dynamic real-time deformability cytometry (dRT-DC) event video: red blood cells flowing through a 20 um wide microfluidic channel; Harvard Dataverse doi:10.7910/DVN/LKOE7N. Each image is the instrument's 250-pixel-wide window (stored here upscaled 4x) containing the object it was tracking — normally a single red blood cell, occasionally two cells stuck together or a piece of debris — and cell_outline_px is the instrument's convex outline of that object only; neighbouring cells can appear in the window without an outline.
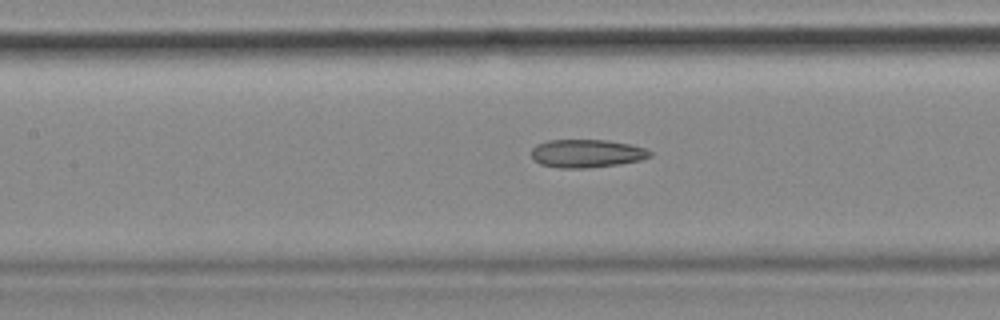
{"species": "common noctule bat (a hibernating species)", "species_latin": "Nyctalus noctula", "temperature_condition": "cold", "stored_images_in_passage": 43, "camera_frame_rate_fps": 3000, "um_per_image_px": 0.085, "animal": {"sex": "female", "body_mass_g": 18.4}, "frame": {"image": 1, "passage_image": 13, "time_ms": 4.0, "image_size_px": [1000, 320], "cell_outline_px": [[652, 156], [640, 160], [620, 164], [588, 168], [560, 168], [540, 164], [532, 156], [532, 148], [536, 144], [548, 140], [608, 140], [632, 144], [644, 148], [652, 152]], "centroid_in_image_um": [49.89, 13.04], "position_along_channel_um": 157.5, "area_um2": 19.54}, "authors_computed_cell_mechanics": {"area_um2": 19.5364, "velocity_mm_per_s": 3.6612, "shape_relaxation_time_tau1_ms": null, "shape_relaxation_time_tau2_ms": 8.6285, "deformation_change_tau1": null, "deformation_change_tau2": 0.1964}}